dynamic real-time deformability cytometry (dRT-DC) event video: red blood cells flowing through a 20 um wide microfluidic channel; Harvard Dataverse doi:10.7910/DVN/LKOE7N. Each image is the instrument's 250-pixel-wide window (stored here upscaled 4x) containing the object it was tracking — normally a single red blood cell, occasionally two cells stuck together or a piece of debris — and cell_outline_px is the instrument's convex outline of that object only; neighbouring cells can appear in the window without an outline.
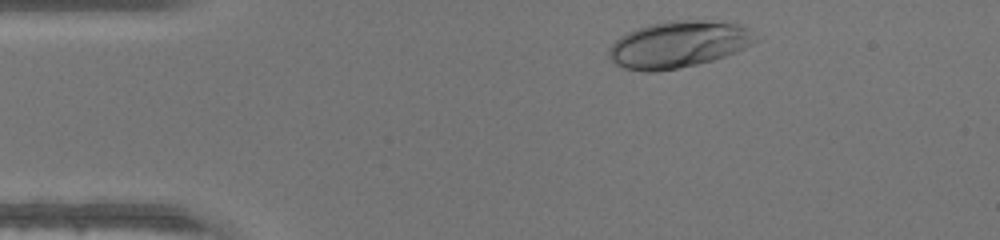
{"species": "human", "species_latin": "Homo sapiens", "temperature_condition": "warm", "stored_images_in_passage": 32, "camera_frame_rate_fps": 3000, "um_per_image_px": 0.085, "donor": {"sex": "male"}, "frame": {"image": 1, "passage_image": 2, "time_ms": 0.333, "image_size_px": [1000, 240], "cell_outline_px": [[760, 40], [736, 52], [712, 60], [696, 64], [656, 72], [644, 72], [624, 68], [616, 64], [608, 56], [608, 48], [620, 36], [636, 28], [668, 20], [700, 20], [740, 24], [748, 28]], "centroid_in_image_um": [57.66, 3.77], "position_along_channel_um": 27.3, "area_um2": 39.82}}
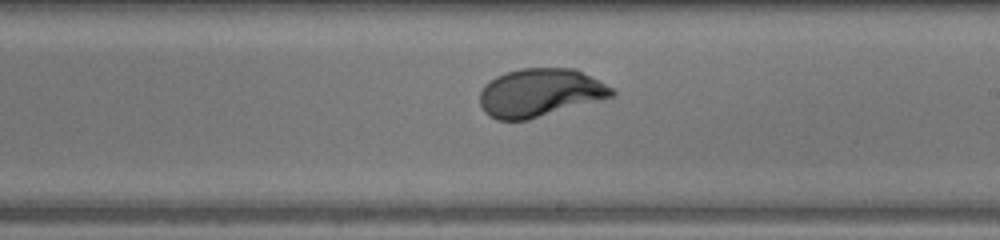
{"frame": {"image": 2, "passage_image": 21, "time_ms": 6.667, "image_size_px": [1000, 240], "cell_outline_px": [[616, 96], [528, 120], [496, 120], [488, 116], [484, 112], [480, 104], [480, 92], [484, 84], [496, 76], [504, 72], [520, 68], [576, 68], [600, 80], [612, 88], [616, 92]], "centroid_in_image_um": [45.9, 7.88], "position_along_channel_um": 243.1, "area_um2": 37.57}}
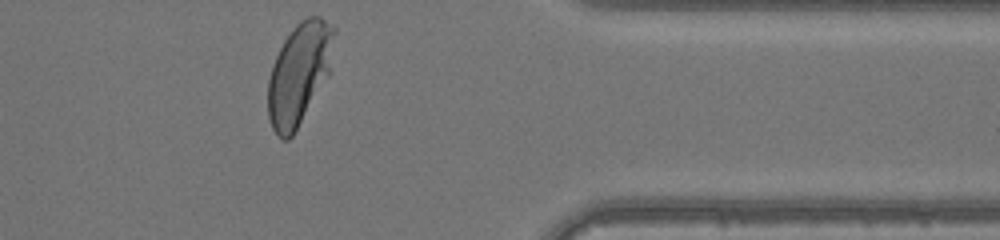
{"frame": {"image": 3, "passage_image": 32, "time_ms": 10.333, "image_size_px": [1000, 240], "cell_outline_px": [[336, 32], [328, 76], [292, 136], [288, 140], [284, 140], [276, 136], [272, 128], [268, 116], [268, 80], [272, 64], [284, 40], [292, 28], [300, 20], [308, 16], [320, 16], [336, 28]], "centroid_in_image_um": [25.42, 6.24], "position_along_channel_um": 386.0, "area_um2": 39.13}}